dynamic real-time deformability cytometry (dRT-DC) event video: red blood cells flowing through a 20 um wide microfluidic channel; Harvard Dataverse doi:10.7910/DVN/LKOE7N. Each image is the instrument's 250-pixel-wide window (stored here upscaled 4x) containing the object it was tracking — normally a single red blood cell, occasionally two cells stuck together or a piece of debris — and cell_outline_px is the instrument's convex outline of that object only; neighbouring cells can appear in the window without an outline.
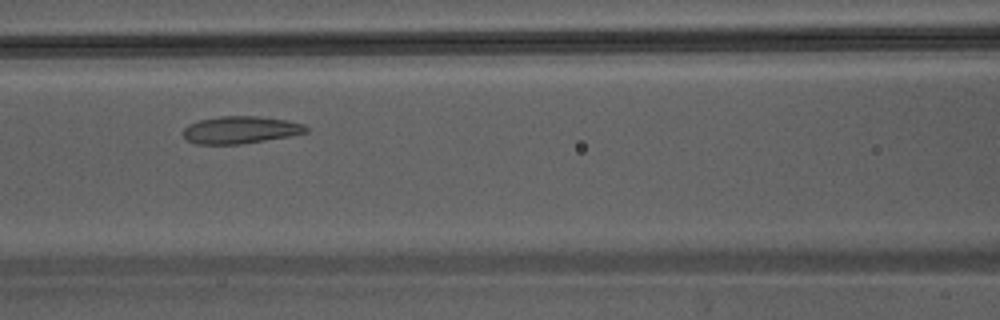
{"species": "Egyptian fruit bat (a non-hibernating species)", "species_latin": "Rousettus aegyptiacus", "temperature_condition": "warm", "stored_images_in_passage": 5, "camera_frame_rate_fps": 3000, "um_per_image_px": 0.085, "animal": {"sex": "male"}, "frame": {"image": 1, "passage_image": 5, "time_ms": 1.333, "image_size_px": [1000, 320], "cell_outline_px": [[308, 132], [292, 136], [240, 144], [196, 144], [188, 140], [184, 136], [184, 128], [188, 124], [200, 120], [220, 116], [256, 116], [284, 120], [304, 124], [308, 128]], "centroid_in_image_um": [20.45, 11.04], "position_along_channel_um": 146.1, "area_um2": 19.48}}